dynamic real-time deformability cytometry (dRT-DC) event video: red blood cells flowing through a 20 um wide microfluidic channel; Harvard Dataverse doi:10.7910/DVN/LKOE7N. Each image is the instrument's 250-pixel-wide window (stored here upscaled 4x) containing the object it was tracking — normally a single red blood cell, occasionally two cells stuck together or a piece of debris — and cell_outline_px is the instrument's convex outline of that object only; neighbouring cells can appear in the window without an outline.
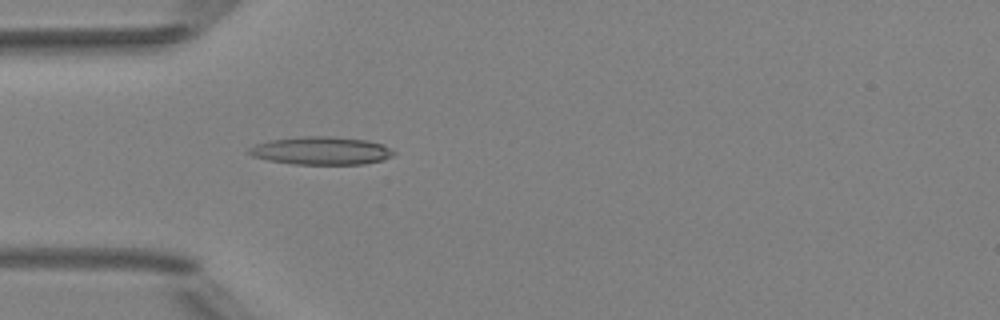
{"species": "Egyptian fruit bat (a non-hibernating species)", "species_latin": "Rousettus aegyptiacus", "temperature_condition": "room temperature", "stored_images_in_passage": 2, "camera_frame_rate_fps": 3000, "um_per_image_px": 0.085, "animal": {"sex": "female"}, "frame": {"image": 1, "passage_image": 2, "time_ms": 1.0, "image_size_px": [1000, 320], "cell_outline_px": [[396, 152], [392, 156], [384, 160], [364, 164], [292, 164], [268, 160], [252, 156], [248, 152], [248, 148], [256, 144], [272, 140], [304, 136], [328, 136], [368, 140], [384, 144]], "centroid_in_image_um": [27.34, 12.81], "position_along_channel_um": 57.7, "area_um2": 23.64}}